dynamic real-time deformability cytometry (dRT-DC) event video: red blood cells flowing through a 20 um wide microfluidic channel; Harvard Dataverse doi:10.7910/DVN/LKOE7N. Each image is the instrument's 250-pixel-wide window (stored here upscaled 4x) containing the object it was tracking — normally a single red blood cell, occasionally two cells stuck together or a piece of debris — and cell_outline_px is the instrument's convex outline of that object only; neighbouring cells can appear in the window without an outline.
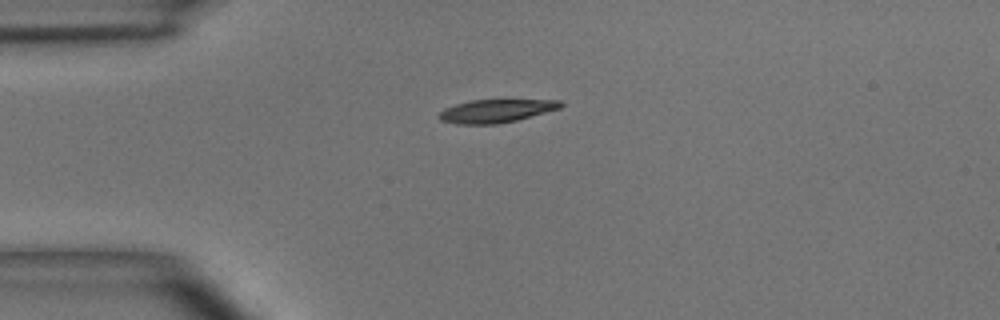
{"species": "common noctule bat (a hibernating species)", "species_latin": "Nyctalus noctula", "temperature_condition": "room temperature", "stored_images_in_passage": 40, "camera_frame_rate_fps": 3000, "um_per_image_px": 0.085, "animal": {"sex": "male", "body_mass_g": 15.6}, "frame": {"image": 1, "passage_image": 1, "time_ms": 0.0, "image_size_px": [1000, 320], "cell_outline_px": [[564, 104], [560, 108], [516, 120], [496, 124], [456, 124], [440, 120], [436, 116], [444, 108], [456, 104], [472, 100], [560, 100]], "centroid_in_image_um": [42.12, 9.43], "position_along_channel_um": 42.9, "area_um2": 16.3}}
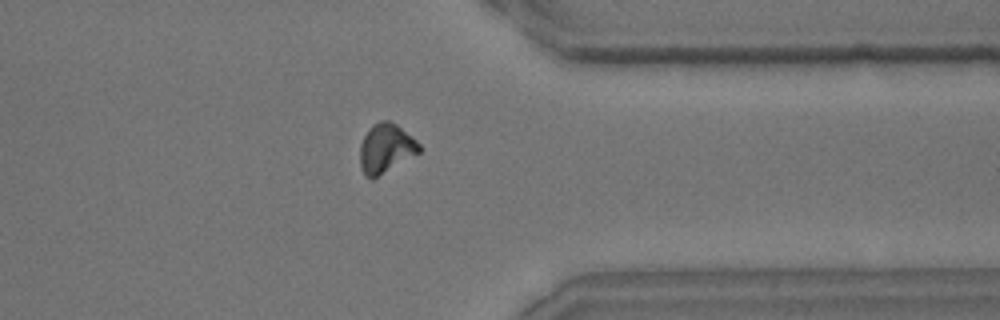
{"frame": {"image": 2, "passage_image": 29, "time_ms": 9.333, "image_size_px": [1000, 320], "cell_outline_px": [[420, 152], [372, 180], [364, 172], [360, 164], [360, 144], [368, 128], [372, 124], [380, 120], [388, 120], [396, 124], [412, 136], [420, 144]], "centroid_in_image_um": [32.79, 12.59], "position_along_channel_um": 378.6, "area_um2": 16.94}}
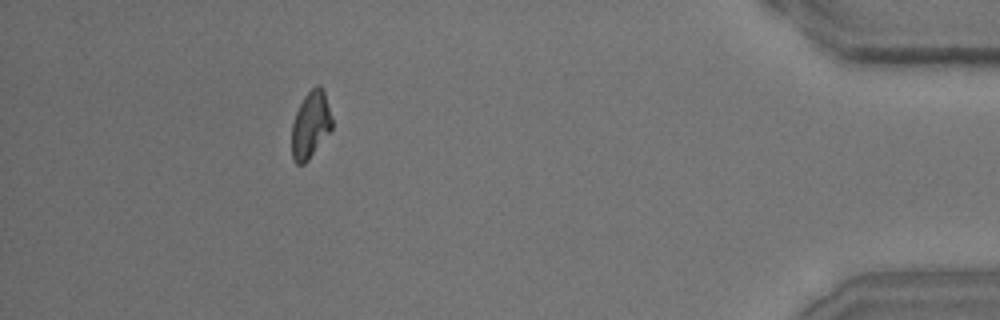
{"frame": {"image": 3, "passage_image": 35, "time_ms": 11.333, "image_size_px": [1000, 320], "cell_outline_px": [[332, 128], [308, 160], [304, 164], [296, 164], [292, 160], [292, 124], [296, 112], [304, 96], [316, 84], [320, 84], [324, 92], [332, 120]], "centroid_in_image_um": [26.38, 10.61], "position_along_channel_um": 408.8, "area_um2": 15.49}, "authors_computed_cell_mechanics": {"area_um2": 16.4441, "velocity_mm_per_s": 3.8808, "shape_relaxation_time_tau1_ms": 3.3717, "shape_relaxation_time_tau2_ms": null, "deformation_change_tau1": 0.1512, "deformation_change_tau2": null}}